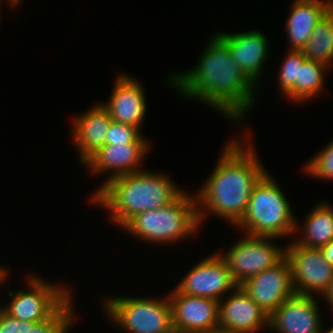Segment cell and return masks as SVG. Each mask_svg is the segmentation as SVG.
<instances>
[{
	"label": "cell",
	"mask_w": 333,
	"mask_h": 333,
	"mask_svg": "<svg viewBox=\"0 0 333 333\" xmlns=\"http://www.w3.org/2000/svg\"><path fill=\"white\" fill-rule=\"evenodd\" d=\"M178 187L169 175L144 169L109 180L90 202L108 210L110 220L122 228L137 213L173 202L183 192Z\"/></svg>",
	"instance_id": "3957f363"
},
{
	"label": "cell",
	"mask_w": 333,
	"mask_h": 333,
	"mask_svg": "<svg viewBox=\"0 0 333 333\" xmlns=\"http://www.w3.org/2000/svg\"><path fill=\"white\" fill-rule=\"evenodd\" d=\"M7 1H9L8 3H10V7H14L22 2V0H7Z\"/></svg>",
	"instance_id": "1f68e13d"
},
{
	"label": "cell",
	"mask_w": 333,
	"mask_h": 333,
	"mask_svg": "<svg viewBox=\"0 0 333 333\" xmlns=\"http://www.w3.org/2000/svg\"><path fill=\"white\" fill-rule=\"evenodd\" d=\"M294 242L286 246L285 256L289 260L296 294L322 297L333 279V267L325 260L322 251Z\"/></svg>",
	"instance_id": "9c48e42d"
},
{
	"label": "cell",
	"mask_w": 333,
	"mask_h": 333,
	"mask_svg": "<svg viewBox=\"0 0 333 333\" xmlns=\"http://www.w3.org/2000/svg\"><path fill=\"white\" fill-rule=\"evenodd\" d=\"M150 143L138 127L111 121L106 144Z\"/></svg>",
	"instance_id": "484cf974"
},
{
	"label": "cell",
	"mask_w": 333,
	"mask_h": 333,
	"mask_svg": "<svg viewBox=\"0 0 333 333\" xmlns=\"http://www.w3.org/2000/svg\"><path fill=\"white\" fill-rule=\"evenodd\" d=\"M168 295L174 333H201L219 327V301L180 293Z\"/></svg>",
	"instance_id": "8fae6325"
},
{
	"label": "cell",
	"mask_w": 333,
	"mask_h": 333,
	"mask_svg": "<svg viewBox=\"0 0 333 333\" xmlns=\"http://www.w3.org/2000/svg\"><path fill=\"white\" fill-rule=\"evenodd\" d=\"M329 67L326 65L307 59L300 67L299 80L296 85L285 95L288 100L304 102L310 100L323 92L325 83V72Z\"/></svg>",
	"instance_id": "7402d4cb"
},
{
	"label": "cell",
	"mask_w": 333,
	"mask_h": 333,
	"mask_svg": "<svg viewBox=\"0 0 333 333\" xmlns=\"http://www.w3.org/2000/svg\"><path fill=\"white\" fill-rule=\"evenodd\" d=\"M217 253V254H216ZM194 265L175 288L182 294L220 301L238 285L226 260L216 252Z\"/></svg>",
	"instance_id": "30bf717a"
},
{
	"label": "cell",
	"mask_w": 333,
	"mask_h": 333,
	"mask_svg": "<svg viewBox=\"0 0 333 333\" xmlns=\"http://www.w3.org/2000/svg\"><path fill=\"white\" fill-rule=\"evenodd\" d=\"M219 301V327L233 333H256L268 328L269 315L237 286ZM224 300V302H223Z\"/></svg>",
	"instance_id": "9a60e30c"
},
{
	"label": "cell",
	"mask_w": 333,
	"mask_h": 333,
	"mask_svg": "<svg viewBox=\"0 0 333 333\" xmlns=\"http://www.w3.org/2000/svg\"><path fill=\"white\" fill-rule=\"evenodd\" d=\"M72 298L50 319L40 323L26 321V333H68L76 319Z\"/></svg>",
	"instance_id": "603a6c76"
},
{
	"label": "cell",
	"mask_w": 333,
	"mask_h": 333,
	"mask_svg": "<svg viewBox=\"0 0 333 333\" xmlns=\"http://www.w3.org/2000/svg\"><path fill=\"white\" fill-rule=\"evenodd\" d=\"M150 143H128V144H105L91 155L83 165L86 166L91 173H110L109 179L92 194L93 196L111 179L135 173L144 170L140 169L148 150ZM89 166V167H88Z\"/></svg>",
	"instance_id": "5bb4252c"
},
{
	"label": "cell",
	"mask_w": 333,
	"mask_h": 333,
	"mask_svg": "<svg viewBox=\"0 0 333 333\" xmlns=\"http://www.w3.org/2000/svg\"><path fill=\"white\" fill-rule=\"evenodd\" d=\"M114 83L108 102L102 105L108 110L112 121L141 129L147 111L145 89L128 74H120Z\"/></svg>",
	"instance_id": "e0dca14e"
},
{
	"label": "cell",
	"mask_w": 333,
	"mask_h": 333,
	"mask_svg": "<svg viewBox=\"0 0 333 333\" xmlns=\"http://www.w3.org/2000/svg\"><path fill=\"white\" fill-rule=\"evenodd\" d=\"M246 135L250 140L244 136V141L241 137L226 142L214 171L195 194L200 228L210 213L235 227L246 213L253 187L267 172L254 150L252 135Z\"/></svg>",
	"instance_id": "7a4b0ae2"
},
{
	"label": "cell",
	"mask_w": 333,
	"mask_h": 333,
	"mask_svg": "<svg viewBox=\"0 0 333 333\" xmlns=\"http://www.w3.org/2000/svg\"><path fill=\"white\" fill-rule=\"evenodd\" d=\"M195 196V197H194ZM182 192L173 202L157 210L139 212L123 227L140 240L175 243L199 230L196 195Z\"/></svg>",
	"instance_id": "5b68a950"
},
{
	"label": "cell",
	"mask_w": 333,
	"mask_h": 333,
	"mask_svg": "<svg viewBox=\"0 0 333 333\" xmlns=\"http://www.w3.org/2000/svg\"><path fill=\"white\" fill-rule=\"evenodd\" d=\"M103 299L106 318L124 332L174 333L168 296L164 299L106 296Z\"/></svg>",
	"instance_id": "8992f818"
},
{
	"label": "cell",
	"mask_w": 333,
	"mask_h": 333,
	"mask_svg": "<svg viewBox=\"0 0 333 333\" xmlns=\"http://www.w3.org/2000/svg\"><path fill=\"white\" fill-rule=\"evenodd\" d=\"M33 275L27 276L26 291H10L11 301L2 309L11 317L21 321L40 323L50 319L72 296L64 285L48 283ZM71 292V293H70Z\"/></svg>",
	"instance_id": "52a82bcc"
},
{
	"label": "cell",
	"mask_w": 333,
	"mask_h": 333,
	"mask_svg": "<svg viewBox=\"0 0 333 333\" xmlns=\"http://www.w3.org/2000/svg\"><path fill=\"white\" fill-rule=\"evenodd\" d=\"M206 45L193 69L174 72L167 81L185 98L201 101L227 119L243 121L254 106L258 87L246 77L217 35Z\"/></svg>",
	"instance_id": "6da1fadb"
},
{
	"label": "cell",
	"mask_w": 333,
	"mask_h": 333,
	"mask_svg": "<svg viewBox=\"0 0 333 333\" xmlns=\"http://www.w3.org/2000/svg\"><path fill=\"white\" fill-rule=\"evenodd\" d=\"M216 35L229 47L231 56L237 61L246 77L255 86H259L270 49L269 40L264 33L255 29L231 34L221 31Z\"/></svg>",
	"instance_id": "2e32d148"
},
{
	"label": "cell",
	"mask_w": 333,
	"mask_h": 333,
	"mask_svg": "<svg viewBox=\"0 0 333 333\" xmlns=\"http://www.w3.org/2000/svg\"><path fill=\"white\" fill-rule=\"evenodd\" d=\"M233 244L229 250L220 255L228 263L229 270L235 283L240 286L249 278L275 266L284 257L286 247L280 248L270 239L274 237L251 236Z\"/></svg>",
	"instance_id": "ba28073f"
},
{
	"label": "cell",
	"mask_w": 333,
	"mask_h": 333,
	"mask_svg": "<svg viewBox=\"0 0 333 333\" xmlns=\"http://www.w3.org/2000/svg\"><path fill=\"white\" fill-rule=\"evenodd\" d=\"M0 333H26V321L11 317L0 307Z\"/></svg>",
	"instance_id": "4316f807"
},
{
	"label": "cell",
	"mask_w": 333,
	"mask_h": 333,
	"mask_svg": "<svg viewBox=\"0 0 333 333\" xmlns=\"http://www.w3.org/2000/svg\"><path fill=\"white\" fill-rule=\"evenodd\" d=\"M201 333H233V332H231L229 330H226V329H223V328H220V327H217V328L210 329L208 331L201 332Z\"/></svg>",
	"instance_id": "4dcf8cb0"
},
{
	"label": "cell",
	"mask_w": 333,
	"mask_h": 333,
	"mask_svg": "<svg viewBox=\"0 0 333 333\" xmlns=\"http://www.w3.org/2000/svg\"><path fill=\"white\" fill-rule=\"evenodd\" d=\"M321 333H333V326L330 327L328 330H325V328H324V331L322 330Z\"/></svg>",
	"instance_id": "d6a6232c"
},
{
	"label": "cell",
	"mask_w": 333,
	"mask_h": 333,
	"mask_svg": "<svg viewBox=\"0 0 333 333\" xmlns=\"http://www.w3.org/2000/svg\"><path fill=\"white\" fill-rule=\"evenodd\" d=\"M305 57L326 65L333 61V7L318 22L302 50Z\"/></svg>",
	"instance_id": "44dd1931"
},
{
	"label": "cell",
	"mask_w": 333,
	"mask_h": 333,
	"mask_svg": "<svg viewBox=\"0 0 333 333\" xmlns=\"http://www.w3.org/2000/svg\"><path fill=\"white\" fill-rule=\"evenodd\" d=\"M308 214L301 226L304 227L303 236L297 238L296 242L308 248L320 249L333 239V207L324 201Z\"/></svg>",
	"instance_id": "ffe728a7"
},
{
	"label": "cell",
	"mask_w": 333,
	"mask_h": 333,
	"mask_svg": "<svg viewBox=\"0 0 333 333\" xmlns=\"http://www.w3.org/2000/svg\"><path fill=\"white\" fill-rule=\"evenodd\" d=\"M7 277H8V271L0 265V287L3 286Z\"/></svg>",
	"instance_id": "f546056e"
},
{
	"label": "cell",
	"mask_w": 333,
	"mask_h": 333,
	"mask_svg": "<svg viewBox=\"0 0 333 333\" xmlns=\"http://www.w3.org/2000/svg\"><path fill=\"white\" fill-rule=\"evenodd\" d=\"M240 286L268 315L296 294L286 256L275 266L256 274Z\"/></svg>",
	"instance_id": "7c38bea8"
},
{
	"label": "cell",
	"mask_w": 333,
	"mask_h": 333,
	"mask_svg": "<svg viewBox=\"0 0 333 333\" xmlns=\"http://www.w3.org/2000/svg\"><path fill=\"white\" fill-rule=\"evenodd\" d=\"M320 250L325 260L333 267V239L325 246L321 247Z\"/></svg>",
	"instance_id": "83f0119b"
},
{
	"label": "cell",
	"mask_w": 333,
	"mask_h": 333,
	"mask_svg": "<svg viewBox=\"0 0 333 333\" xmlns=\"http://www.w3.org/2000/svg\"><path fill=\"white\" fill-rule=\"evenodd\" d=\"M325 302L329 304L333 311V279L331 280V284L328 290L324 293Z\"/></svg>",
	"instance_id": "f1b7e54d"
},
{
	"label": "cell",
	"mask_w": 333,
	"mask_h": 333,
	"mask_svg": "<svg viewBox=\"0 0 333 333\" xmlns=\"http://www.w3.org/2000/svg\"><path fill=\"white\" fill-rule=\"evenodd\" d=\"M303 167L307 175L314 178L333 179V140L314 155Z\"/></svg>",
	"instance_id": "d4e9b609"
},
{
	"label": "cell",
	"mask_w": 333,
	"mask_h": 333,
	"mask_svg": "<svg viewBox=\"0 0 333 333\" xmlns=\"http://www.w3.org/2000/svg\"><path fill=\"white\" fill-rule=\"evenodd\" d=\"M314 295L295 294L269 315L268 329L277 333H321L324 330Z\"/></svg>",
	"instance_id": "4fadbf2b"
},
{
	"label": "cell",
	"mask_w": 333,
	"mask_h": 333,
	"mask_svg": "<svg viewBox=\"0 0 333 333\" xmlns=\"http://www.w3.org/2000/svg\"><path fill=\"white\" fill-rule=\"evenodd\" d=\"M74 118L72 125L73 145L80 154V164H83L99 148L106 144L107 132L112 121L108 110L96 104L89 110Z\"/></svg>",
	"instance_id": "ac0fdd59"
},
{
	"label": "cell",
	"mask_w": 333,
	"mask_h": 333,
	"mask_svg": "<svg viewBox=\"0 0 333 333\" xmlns=\"http://www.w3.org/2000/svg\"><path fill=\"white\" fill-rule=\"evenodd\" d=\"M276 182L266 172L253 187L246 213L236 225L245 234L276 239L300 231L290 202Z\"/></svg>",
	"instance_id": "277c9868"
},
{
	"label": "cell",
	"mask_w": 333,
	"mask_h": 333,
	"mask_svg": "<svg viewBox=\"0 0 333 333\" xmlns=\"http://www.w3.org/2000/svg\"><path fill=\"white\" fill-rule=\"evenodd\" d=\"M279 71L278 86L281 94L286 95L299 80L300 67L307 60L303 51L288 50Z\"/></svg>",
	"instance_id": "cb8c5ba5"
},
{
	"label": "cell",
	"mask_w": 333,
	"mask_h": 333,
	"mask_svg": "<svg viewBox=\"0 0 333 333\" xmlns=\"http://www.w3.org/2000/svg\"><path fill=\"white\" fill-rule=\"evenodd\" d=\"M285 32L290 43L289 50L302 51L312 30L333 7V0H294Z\"/></svg>",
	"instance_id": "d6986e66"
}]
</instances>
